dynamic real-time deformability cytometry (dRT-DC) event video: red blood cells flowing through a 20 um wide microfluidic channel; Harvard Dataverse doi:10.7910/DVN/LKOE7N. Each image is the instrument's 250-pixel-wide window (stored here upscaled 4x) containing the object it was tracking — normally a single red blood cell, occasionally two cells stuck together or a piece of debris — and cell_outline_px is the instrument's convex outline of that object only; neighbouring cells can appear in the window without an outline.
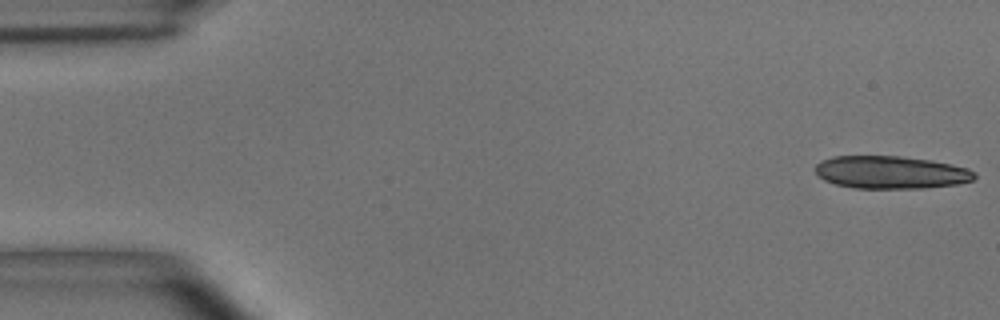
{"species": "common noctule bat (a hibernating species)", "species_latin": "Nyctalus noctula", "temperature_condition": "room temperature", "stored_images_in_passage": 18, "camera_frame_rate_fps": 3000, "um_per_image_px": 0.085, "animal": {"sex": "male", "body_mass_g": 15.6}, "frame": {"image": 1, "passage_image": 1, "time_ms": 0.0, "image_size_px": [1000, 320], "cell_outline_px": [[976, 176], [972, 180], [956, 184], [924, 188], [856, 188], [836, 184], [824, 180], [816, 172], [816, 164], [820, 160], [832, 156], [900, 156], [932, 160], [952, 164], [968, 168], [976, 172]], "centroid_in_image_um": [75.73, 14.64], "position_along_channel_um": 9.3, "area_um2": 30.4}}